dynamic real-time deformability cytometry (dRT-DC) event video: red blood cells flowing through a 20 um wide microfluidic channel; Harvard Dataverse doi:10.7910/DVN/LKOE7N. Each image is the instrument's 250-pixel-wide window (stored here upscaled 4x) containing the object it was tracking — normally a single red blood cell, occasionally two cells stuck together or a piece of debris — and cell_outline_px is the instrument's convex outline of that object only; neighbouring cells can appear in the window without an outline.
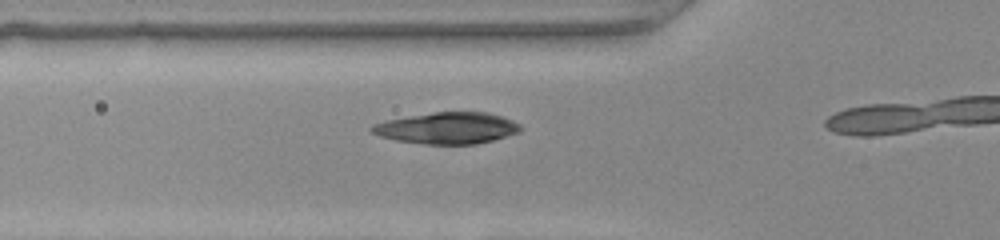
{"species": "common noctule bat (a hibernating species)", "species_latin": "Nyctalus noctula", "temperature_condition": "warm", "stored_images_in_passage": 14, "camera_frame_rate_fps": 3000, "um_per_image_px": 0.085, "animal": {"sex": "female", "body_mass_g": 22.0, "forearm_length_mm": 56.7}, "frame": {"image": 1, "passage_image": 10, "time_ms": 3.0, "image_size_px": [1000, 240], "cell_outline_px": [[524, 128], [520, 132], [492, 140], [476, 144], [424, 144], [396, 140], [380, 136], [372, 132], [368, 128], [372, 124], [388, 120], [432, 112], [488, 112], [512, 120], [520, 124]], "centroid_in_image_um": [38.03, 10.89], "position_along_channel_um": 87.8, "area_um2": 27.22}}